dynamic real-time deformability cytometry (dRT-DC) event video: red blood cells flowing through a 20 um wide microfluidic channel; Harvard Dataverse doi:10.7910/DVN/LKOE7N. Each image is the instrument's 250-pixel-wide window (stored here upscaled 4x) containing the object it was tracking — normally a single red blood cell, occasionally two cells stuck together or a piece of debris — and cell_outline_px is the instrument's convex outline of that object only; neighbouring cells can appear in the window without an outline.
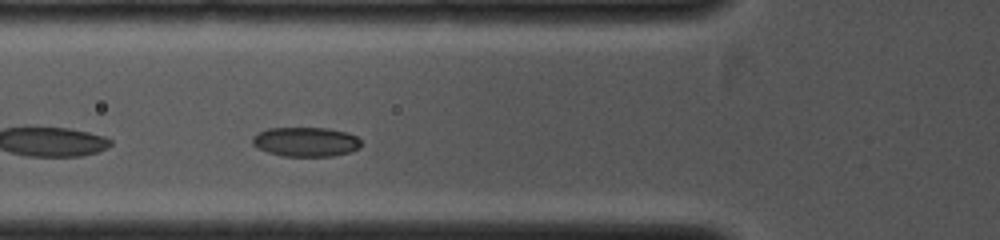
{"species": "common noctule bat (a hibernating species)", "species_latin": "Nyctalus noctula", "temperature_condition": "cold", "stored_images_in_passage": 28, "camera_frame_rate_fps": 4000, "um_per_image_px": 0.085, "animal": {"sex": "female", "body_mass_g": 19.0, "forearm_length_mm": 53.3}, "frame": {"image": 1, "passage_image": 4, "time_ms": 0.75, "image_size_px": [1000, 240], "cell_outline_px": [[360, 148], [348, 152], [332, 156], [284, 156], [268, 152], [252, 144], [252, 140], [256, 132], [268, 128], [328, 128], [348, 132], [356, 136], [360, 140]], "centroid_in_image_um": [25.99, 12.04], "position_along_channel_um": 99.8, "area_um2": 18.61}}
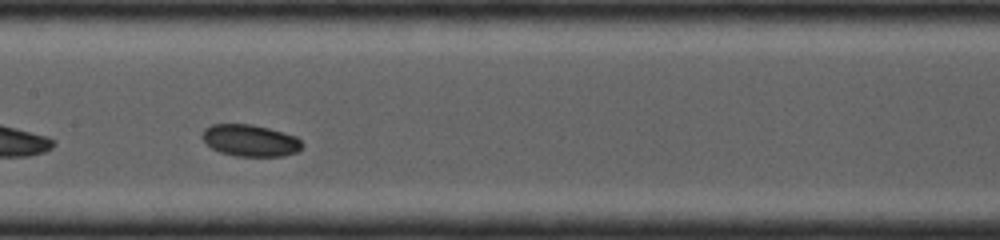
{"frame": {"image": 2, "passage_image": 10, "time_ms": 2.25, "image_size_px": [1000, 240], "cell_outline_px": [[304, 144], [296, 152], [280, 156], [236, 156], [220, 152], [212, 148], [200, 136], [204, 128], [212, 124], [252, 124], [268, 128], [296, 136]], "centroid_in_image_um": [21.24, 11.93], "position_along_channel_um": 186.2, "area_um2": 18.44}}
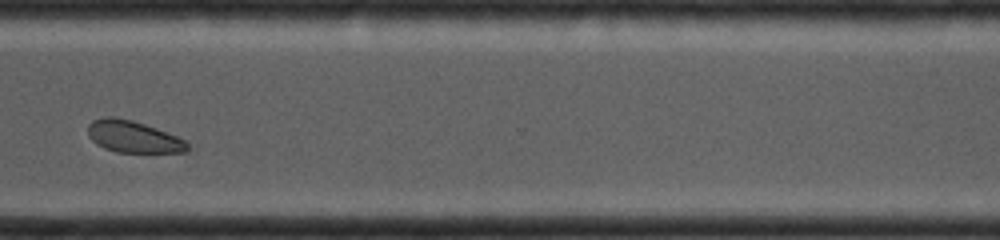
{"frame": {"image": 3, "passage_image": 22, "time_ms": 5.25, "image_size_px": [1000, 240], "cell_outline_px": [[188, 152], [116, 152], [104, 148], [96, 144], [88, 136], [88, 124], [92, 120], [104, 116], [116, 116], [132, 120], [156, 128], [176, 136], [184, 140], [188, 144]], "centroid_in_image_um": [11.28, 11.61], "position_along_channel_um": 359.3, "area_um2": 18.5}}